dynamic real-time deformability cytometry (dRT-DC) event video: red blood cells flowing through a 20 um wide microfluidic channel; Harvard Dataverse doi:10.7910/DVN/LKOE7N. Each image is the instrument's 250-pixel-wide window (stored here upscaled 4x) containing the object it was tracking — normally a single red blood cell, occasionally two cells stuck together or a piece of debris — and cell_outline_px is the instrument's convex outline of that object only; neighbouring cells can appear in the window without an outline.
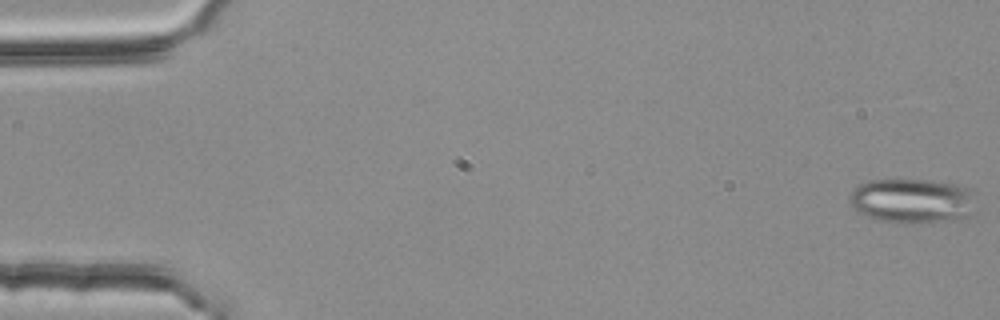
{"species": "common noctule bat (a hibernating species)", "species_latin": "Nyctalus noctula", "temperature_condition": "room temperature", "stored_images_in_passage": 54, "camera_frame_rate_fps": 3000, "um_per_image_px": 0.085, "animal": {"sex": "female", "body_mass_g": 25.1}, "frame": {"image": 1, "passage_image": 1, "time_ms": 0.0, "image_size_px": [1000, 320], "cell_outline_px": [[980, 212], [964, 216], [916, 224], [904, 224], [880, 220], [868, 216], [852, 208], [848, 200], [848, 196], [860, 184], [868, 180], [932, 180], [956, 184], [972, 188], [976, 192], [980, 208]], "centroid_in_image_um": [77.65, 17.06], "position_along_channel_um": 7.3, "area_um2": 33.7}}
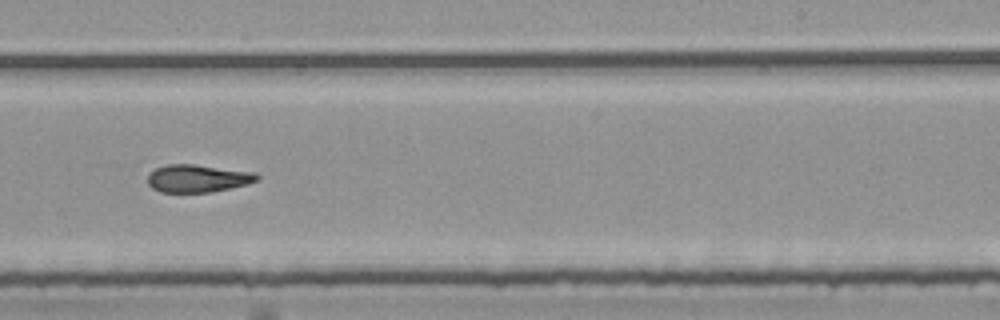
{"frame": {"image": 2, "passage_image": 34, "time_ms": 11.0, "image_size_px": [1000, 320], "cell_outline_px": [[260, 180], [248, 184], [212, 192], [160, 192], [152, 188], [148, 184], [148, 176], [156, 168], [168, 164], [192, 164], [256, 172], [260, 176]], "centroid_in_image_um": [16.85, 15.17], "position_along_channel_um": 272.2, "area_um2": 17.69}}
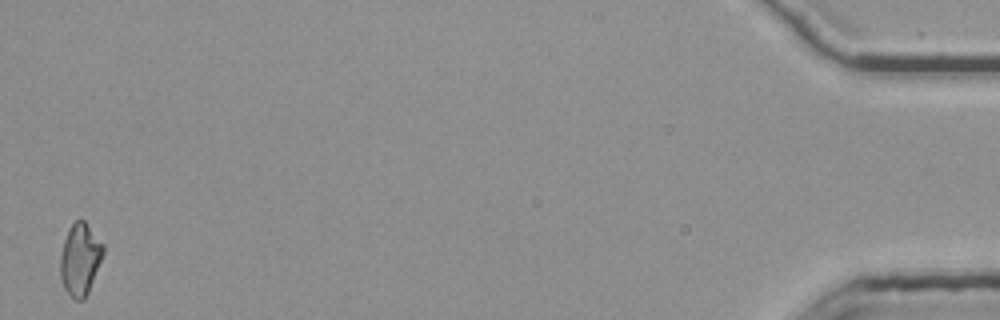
{"frame": {"image": 3, "passage_image": 54, "time_ms": 17.667, "image_size_px": [1000, 320], "cell_outline_px": [[104, 252], [88, 292], [84, 300], [76, 300], [64, 288], [60, 276], [60, 256], [64, 240], [72, 224], [76, 220], [84, 220], [104, 244]], "centroid_in_image_um": [6.81, 22.03], "position_along_channel_um": 428.4, "area_um2": 17.74}, "authors_computed_cell_mechanics": {"area_um2": 18.496, "velocity_mm_per_s": 3.7939, "shape_relaxation_time_tau1_ms": null, "shape_relaxation_time_tau2_ms": 4.2979, "deformation_change_tau1": null, "deformation_change_tau2": 0.1449}}